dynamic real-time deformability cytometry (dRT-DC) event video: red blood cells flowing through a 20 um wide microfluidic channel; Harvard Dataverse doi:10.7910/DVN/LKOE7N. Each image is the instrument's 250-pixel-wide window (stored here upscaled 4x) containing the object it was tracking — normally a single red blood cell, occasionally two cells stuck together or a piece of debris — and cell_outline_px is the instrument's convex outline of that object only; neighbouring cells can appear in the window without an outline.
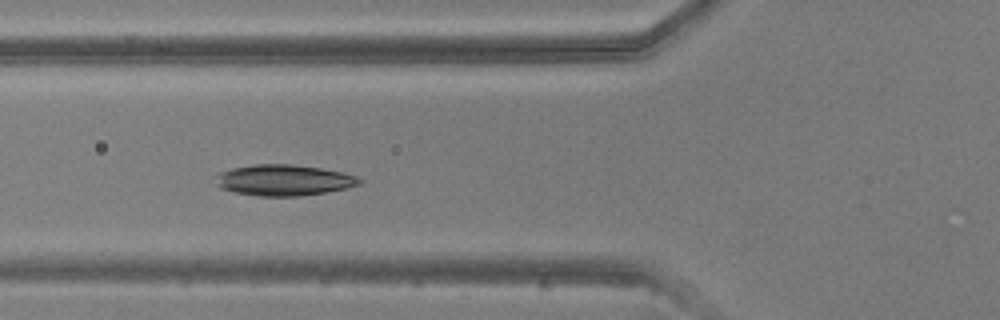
{"species": "common noctule bat (a hibernating species)", "species_latin": "Nyctalus noctula", "temperature_condition": "warm", "stored_images_in_passage": 12, "camera_frame_rate_fps": 3000, "um_per_image_px": 0.085, "animal": {"sex": "male", "body_mass_g": 20.5, "forearm_length_mm": 52.5}, "frame": {"image": 1, "passage_image": 6, "time_ms": 1.667, "image_size_px": [1000, 320], "cell_outline_px": [[364, 180], [360, 184], [348, 188], [300, 196], [260, 196], [236, 192], [220, 188], [216, 184], [216, 176], [220, 172], [232, 168], [256, 164], [292, 164], [320, 168], [344, 172], [356, 176]], "centroid_in_image_um": [24.15, 15.31], "position_along_channel_um": 101.7, "area_um2": 25.95}}